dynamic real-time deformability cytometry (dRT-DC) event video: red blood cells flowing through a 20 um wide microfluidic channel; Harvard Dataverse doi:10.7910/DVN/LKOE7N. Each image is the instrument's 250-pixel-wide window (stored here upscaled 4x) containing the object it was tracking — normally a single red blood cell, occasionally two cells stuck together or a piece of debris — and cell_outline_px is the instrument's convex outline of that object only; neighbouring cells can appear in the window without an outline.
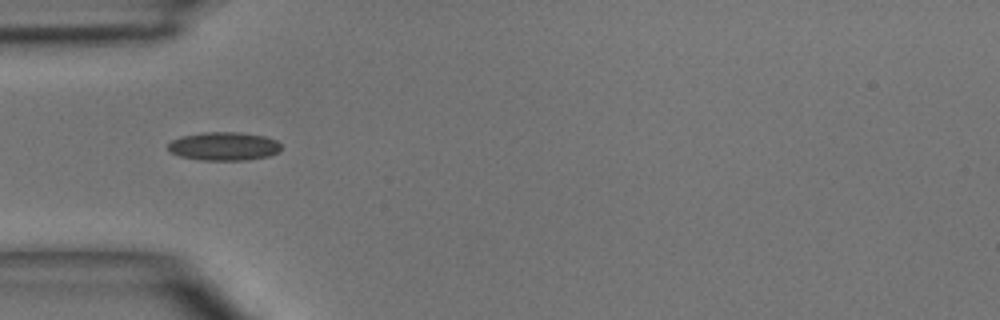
{"species": "common noctule bat (a hibernating species)", "species_latin": "Nyctalus noctula", "temperature_condition": "room temperature", "stored_images_in_passage": 2, "camera_frame_rate_fps": 3000, "um_per_image_px": 0.085, "animal": {"sex": "male", "body_mass_g": 15.6}, "frame": {"image": 1, "passage_image": 1, "time_ms": 0.0, "image_size_px": [1000, 320], "cell_outline_px": [[280, 152], [268, 156], [248, 160], [200, 160], [180, 156], [172, 152], [168, 148], [168, 144], [172, 140], [184, 136], [204, 132], [240, 132], [264, 136], [276, 140], [280, 144]], "centroid_in_image_um": [19.06, 12.43], "position_along_channel_um": 65.9, "area_um2": 18.67}}
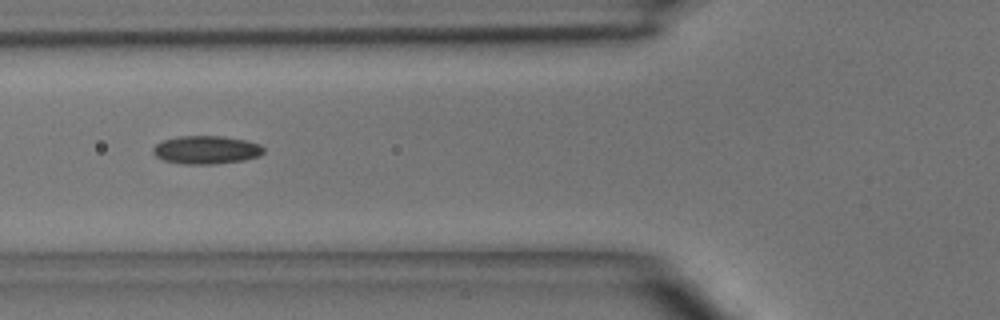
{"frame": {"image": 2, "passage_image": 2, "time_ms": 1.0, "image_size_px": [1000, 320], "cell_outline_px": [[264, 152], [260, 156], [244, 160], [212, 164], [184, 164], [164, 160], [156, 156], [152, 152], [152, 148], [160, 140], [176, 136], [224, 136], [244, 140], [260, 144], [264, 148]], "centroid_in_image_um": [17.51, 12.73], "position_along_channel_um": 108.3, "area_um2": 18.32}}